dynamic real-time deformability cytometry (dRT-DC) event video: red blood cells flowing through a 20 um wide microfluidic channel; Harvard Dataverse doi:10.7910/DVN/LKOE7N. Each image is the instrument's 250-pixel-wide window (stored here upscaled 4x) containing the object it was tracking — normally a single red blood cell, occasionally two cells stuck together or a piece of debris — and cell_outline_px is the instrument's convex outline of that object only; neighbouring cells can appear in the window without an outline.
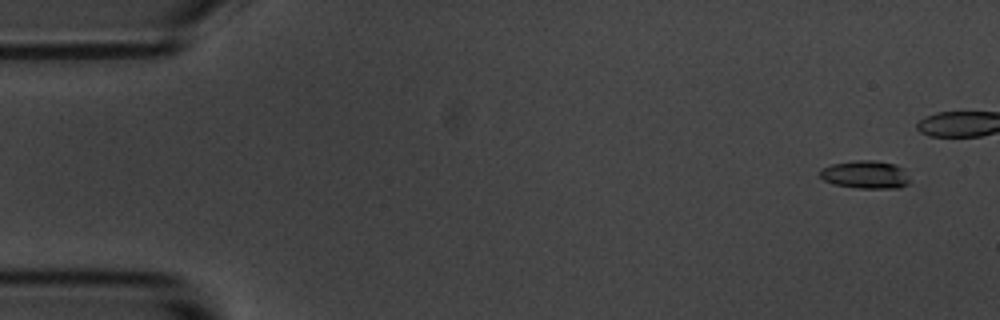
{"species": "common noctule bat (a hibernating species)", "species_latin": "Nyctalus noctula", "temperature_condition": "room temperature", "stored_images_in_passage": 6, "camera_frame_rate_fps": 3000, "um_per_image_px": 0.085, "animal": {"sex": "male", "body_mass_g": 20.1, "forearm_length_mm": 53.5}, "frame": {"image": 1, "passage_image": 1, "time_ms": 0.0, "image_size_px": [1000, 320], "cell_outline_px": [[912, 180], [908, 184], [900, 188], [856, 188], [832, 184], [824, 180], [820, 176], [820, 168], [832, 164], [856, 160], [872, 160], [892, 164], [904, 168]], "centroid_in_image_um": [73.59, 14.85], "position_along_channel_um": 11.4, "area_um2": 14.85}}
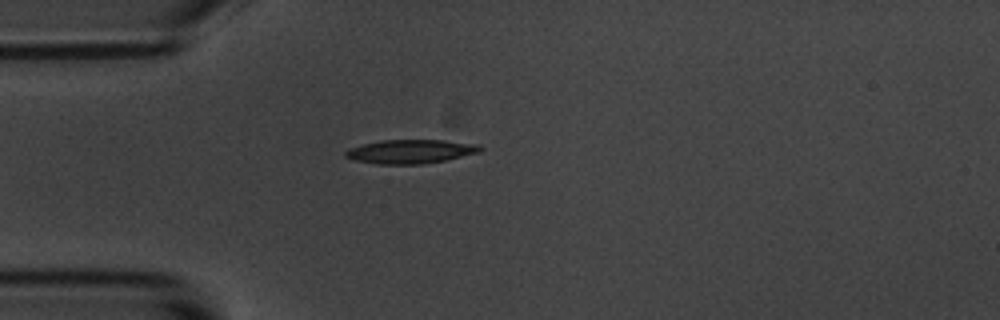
{"frame": {"image": 2, "passage_image": 6, "time_ms": 5.667, "image_size_px": [1000, 320], "cell_outline_px": [[484, 148], [480, 152], [444, 160], [424, 164], [376, 164], [356, 160], [344, 156], [344, 152], [348, 148], [380, 140], [444, 140], [480, 144]], "centroid_in_image_um": [34.91, 12.87], "position_along_channel_um": 50.1, "area_um2": 18.79}}